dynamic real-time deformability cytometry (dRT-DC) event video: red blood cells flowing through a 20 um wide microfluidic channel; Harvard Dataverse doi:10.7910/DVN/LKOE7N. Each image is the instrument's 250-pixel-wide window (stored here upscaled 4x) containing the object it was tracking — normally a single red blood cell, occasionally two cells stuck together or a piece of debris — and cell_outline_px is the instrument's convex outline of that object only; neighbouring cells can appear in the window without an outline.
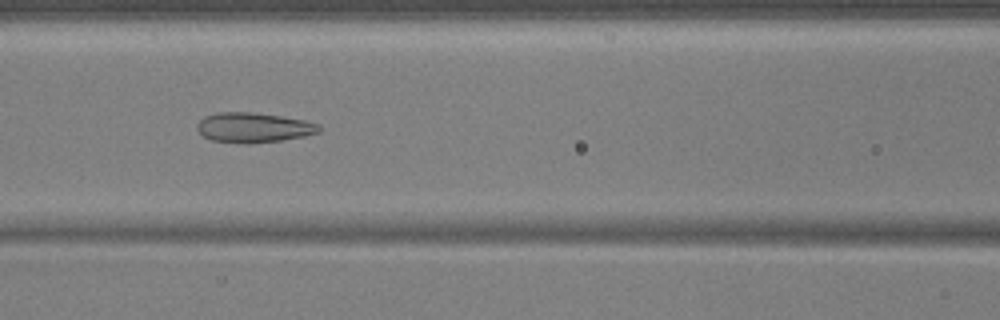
{"species": "common noctule bat (a hibernating species)", "species_latin": "Nyctalus noctula", "temperature_condition": "warm", "stored_images_in_passage": 54, "camera_frame_rate_fps": 3000, "um_per_image_px": 0.085, "animal": {"sex": "male", "body_mass_g": 17.9, "forearm_length_mm": 54.2}, "frame": {"image": 1, "passage_image": 24, "time_ms": 7.667, "image_size_px": [1000, 320], "cell_outline_px": [[320, 132], [304, 136], [280, 140], [248, 144], [212, 140], [204, 136], [196, 128], [196, 124], [204, 116], [216, 112], [252, 112], [280, 116], [304, 120], [320, 124]], "centroid_in_image_um": [21.54, 10.83], "position_along_channel_um": 145.1, "area_um2": 21.21}}
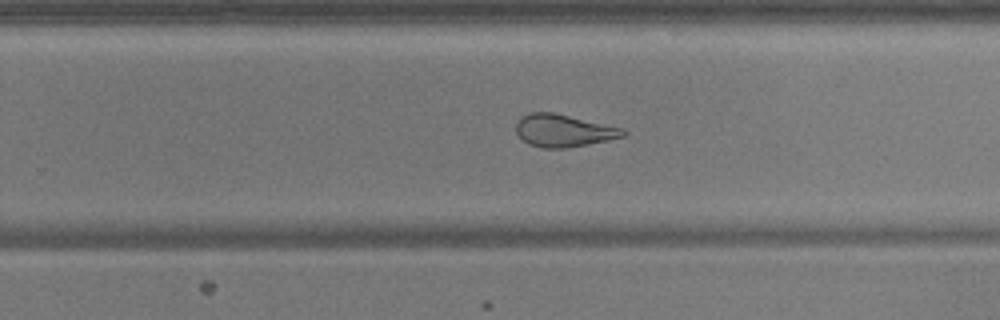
{"frame": {"image": 2, "passage_image": 35, "time_ms": 11.333, "image_size_px": [1000, 320], "cell_outline_px": [[628, 132], [624, 136], [608, 140], [568, 148], [544, 148], [528, 144], [516, 132], [516, 124], [520, 116], [528, 112], [552, 112], [624, 128]], "centroid_in_image_um": [47.9, 11.1], "position_along_channel_um": 281.9, "area_um2": 20.29}}
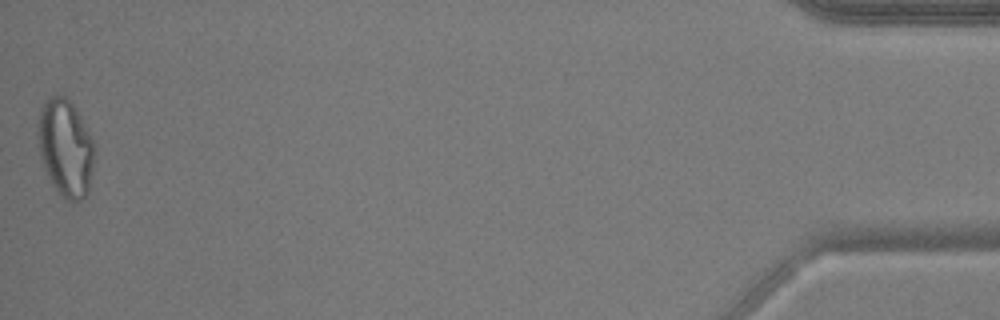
{"frame": {"image": 3, "passage_image": 54, "time_ms": 17.667, "image_size_px": [1000, 320], "cell_outline_px": [[92, 168], [88, 192], [80, 200], [68, 200], [60, 196], [52, 184], [40, 160], [36, 136], [36, 132], [40, 108], [52, 96], [64, 96], [72, 104], [80, 116], [92, 140]], "centroid_in_image_um": [5.51, 12.58], "position_along_channel_um": 429.7, "area_um2": 31.62}, "authors_computed_cell_mechanics": {"area_um2": 25.6054, "velocity_mm_per_s": 3.739, "shape_relaxation_time_tau1_ms": 9.0415, "shape_relaxation_time_tau2_ms": 1.5521, "deformation_change_tau1": 0.2101, "deformation_change_tau2": 0.0973}}